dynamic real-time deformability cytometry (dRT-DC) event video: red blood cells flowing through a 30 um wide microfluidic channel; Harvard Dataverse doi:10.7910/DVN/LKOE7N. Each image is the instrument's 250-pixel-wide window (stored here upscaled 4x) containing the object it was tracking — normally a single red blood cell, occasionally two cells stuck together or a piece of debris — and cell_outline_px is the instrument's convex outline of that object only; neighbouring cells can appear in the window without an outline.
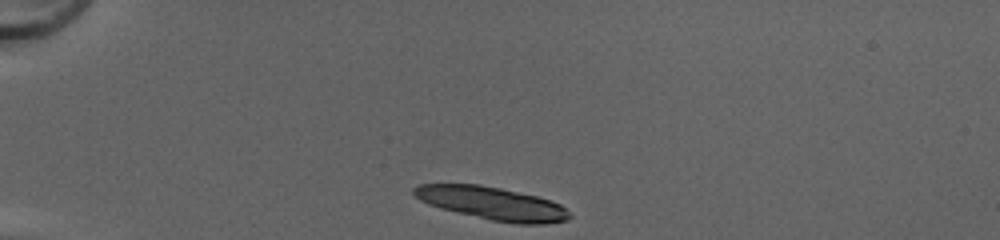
{"species": "common noctule bat (a hibernating species)", "species_latin": "Nyctalus noctula", "temperature_condition": "cold", "stored_images_in_passage": 34, "segment_of_instrument_passage": [1, 2], "camera_frame_rate_fps": 3000, "um_per_image_px": 0.085, "animal": {"sex": "female", "body_mass_g": 20.0, "forearm_length_mm": 54.0}, "frame": {"image": 1, "passage_image": 1, "time_ms": 0.0, "image_size_px": [1000, 240], "cell_outline_px": [[572, 216], [568, 220], [544, 224], [516, 224], [492, 220], [440, 208], [428, 204], [420, 200], [412, 192], [412, 188], [416, 184], [480, 184], [500, 188], [536, 196], [560, 204]], "centroid_in_image_um": [41.81, 17.28], "position_along_channel_um": 43.2, "area_um2": 29.71}}